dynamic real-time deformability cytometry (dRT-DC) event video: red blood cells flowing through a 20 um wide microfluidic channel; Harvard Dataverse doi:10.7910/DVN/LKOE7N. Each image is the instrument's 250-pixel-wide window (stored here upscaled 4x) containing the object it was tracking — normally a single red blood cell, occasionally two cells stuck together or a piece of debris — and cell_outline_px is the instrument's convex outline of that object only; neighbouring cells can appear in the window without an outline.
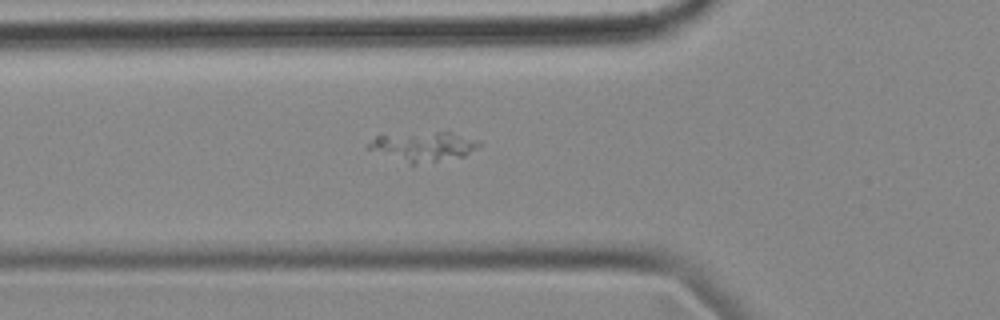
{"species": "common noctule bat (a hibernating species)", "species_latin": "Nyctalus noctula", "temperature_condition": "cold", "stored_images_in_passage": 38, "camera_frame_rate_fps": 3000, "um_per_image_px": 0.085, "animal": {"sex": "female", "body_mass_g": 18.4}, "frame": {"image": 1, "passage_image": 5, "time_ms": 1.333, "image_size_px": [1000, 320], "cell_outline_px": [[480, 144], [464, 156], [412, 164], [364, 148], [376, 136], [448, 128], [480, 140]], "centroid_in_image_um": [36.05, 12.36], "position_along_channel_um": 89.8, "area_um2": 19.59}}
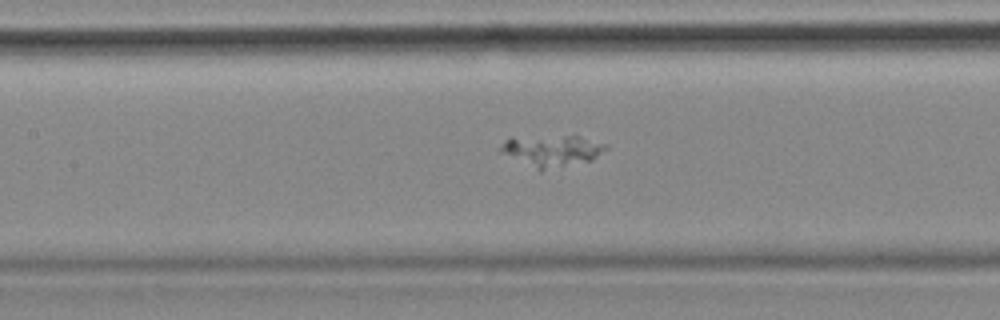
{"frame": {"image": 2, "passage_image": 11, "time_ms": 3.333, "image_size_px": [1000, 320], "cell_outline_px": [[608, 148], [592, 160], [540, 172], [500, 152], [500, 148], [504, 140], [512, 136], [576, 136], [608, 144]], "centroid_in_image_um": [46.88, 12.82], "position_along_channel_um": 160.5, "area_um2": 19.59}}
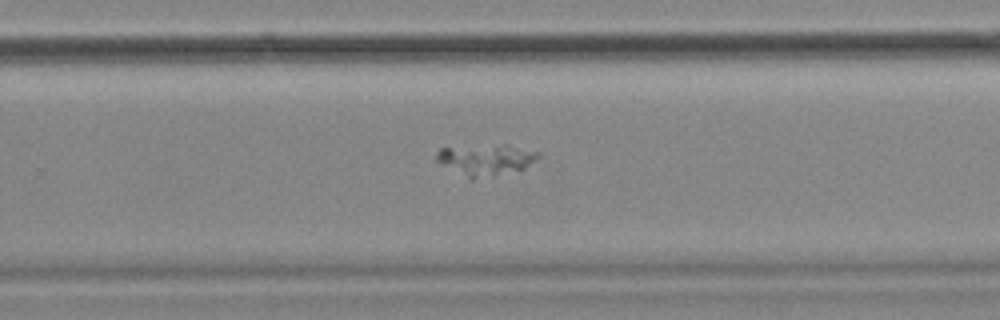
{"frame": {"image": 3, "passage_image": 22, "time_ms": 7.0, "image_size_px": [1000, 320], "cell_outline_px": [[540, 156], [524, 168], [472, 180], [436, 160], [436, 152], [440, 148], [504, 144], [508, 144], [540, 152]], "centroid_in_image_um": [41.31, 13.55], "position_along_channel_um": 288.5, "area_um2": 18.09}}